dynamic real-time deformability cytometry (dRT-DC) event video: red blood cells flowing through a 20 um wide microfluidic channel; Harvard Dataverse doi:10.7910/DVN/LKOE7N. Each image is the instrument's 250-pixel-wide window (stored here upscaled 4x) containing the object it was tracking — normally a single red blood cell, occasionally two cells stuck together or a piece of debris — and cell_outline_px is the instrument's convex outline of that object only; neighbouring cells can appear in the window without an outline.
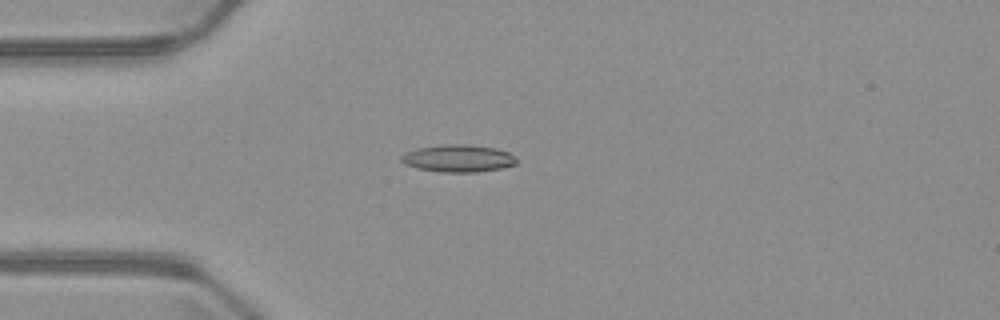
{"species": "common noctule bat (a hibernating species)", "species_latin": "Nyctalus noctula", "temperature_condition": "warm", "stored_images_in_passage": 4, "camera_frame_rate_fps": 3000, "um_per_image_px": 0.085, "animal": {"sex": "male", "body_mass_g": 23.1, "forearm_length_mm": 52.7}, "frame": {"image": 1, "passage_image": 4, "time_ms": 3.667, "image_size_px": [1000, 320], "cell_outline_px": [[516, 164], [500, 168], [476, 172], [440, 172], [416, 168], [404, 164], [400, 160], [400, 156], [416, 148], [444, 144], [468, 144], [496, 148], [508, 152], [516, 160]], "centroid_in_image_um": [38.9, 13.46], "position_along_channel_um": 46.1, "area_um2": 18.32}}